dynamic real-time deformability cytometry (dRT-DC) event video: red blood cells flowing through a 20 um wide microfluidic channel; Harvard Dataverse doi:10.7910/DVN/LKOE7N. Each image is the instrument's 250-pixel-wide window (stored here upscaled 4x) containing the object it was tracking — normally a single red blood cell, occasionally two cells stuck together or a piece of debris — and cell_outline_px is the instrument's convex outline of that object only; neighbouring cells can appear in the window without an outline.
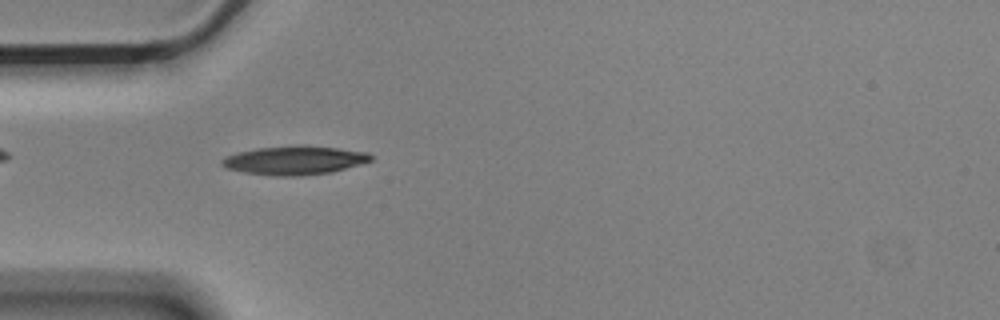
{"species": "Egyptian fruit bat (a non-hibernating species)", "species_latin": "Rousettus aegyptiacus", "temperature_condition": "cold", "stored_images_in_passage": 44, "camera_frame_rate_fps": 3000, "um_per_image_px": 0.085, "animal": {"sex": "male"}, "frame": {"image": 1, "passage_image": 4, "time_ms": 1.0, "image_size_px": [1000, 320], "cell_outline_px": [[372, 160], [360, 164], [332, 172], [300, 176], [276, 176], [244, 172], [228, 168], [220, 164], [220, 160], [224, 156], [256, 148], [336, 148], [368, 152], [372, 156]], "centroid_in_image_um": [25.01, 13.67], "position_along_channel_um": 60.0, "area_um2": 23.87}}
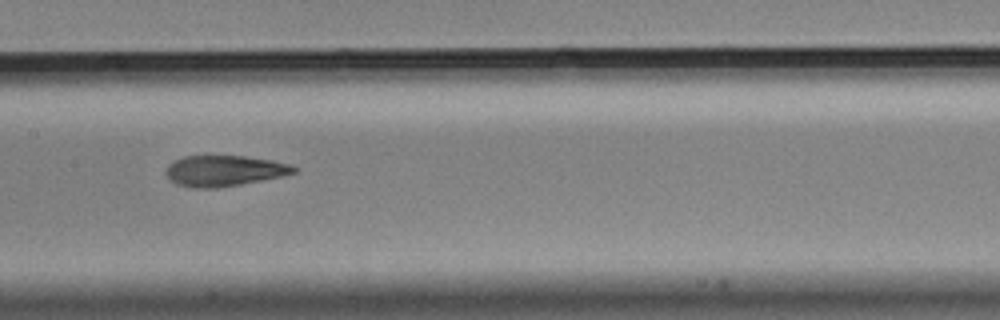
{"frame": {"image": 2, "passage_image": 15, "time_ms": 4.667, "image_size_px": [1000, 320], "cell_outline_px": [[296, 172], [280, 176], [240, 184], [216, 188], [196, 188], [176, 184], [164, 172], [168, 164], [184, 156], [244, 156], [272, 160], [292, 164], [296, 168]], "centroid_in_image_um": [19.05, 14.51], "position_along_channel_um": 188.4, "area_um2": 22.72}}
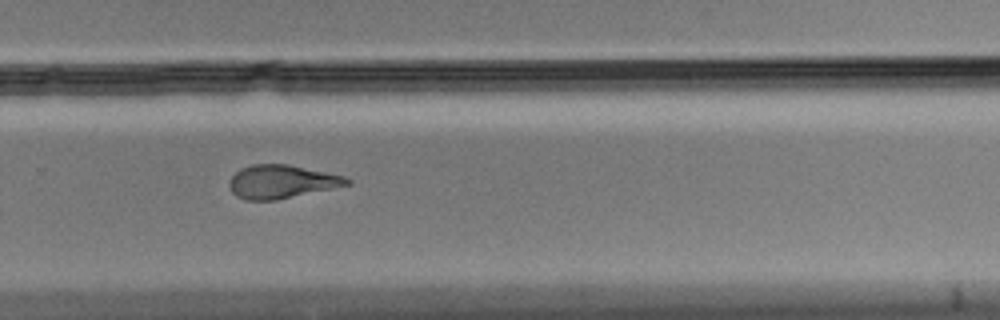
{"frame": {"image": 3, "passage_image": 25, "time_ms": 8.0, "image_size_px": [1000, 320], "cell_outline_px": [[352, 184], [276, 200], [244, 200], [236, 196], [232, 192], [228, 184], [228, 180], [240, 168], [252, 164], [288, 164], [344, 176], [352, 180]], "centroid_in_image_um": [23.91, 15.44], "position_along_channel_um": 305.9, "area_um2": 22.95}, "authors_computed_cell_mechanics": {"area_um2": 23.7269, "velocity_mm_per_s": 3.5418, "shape_relaxation_time_tau1_ms": 4.4811, "shape_relaxation_time_tau2_ms": 3.0026, "deformation_change_tau1": 0.1562, "deformation_change_tau2": 0.0986}}